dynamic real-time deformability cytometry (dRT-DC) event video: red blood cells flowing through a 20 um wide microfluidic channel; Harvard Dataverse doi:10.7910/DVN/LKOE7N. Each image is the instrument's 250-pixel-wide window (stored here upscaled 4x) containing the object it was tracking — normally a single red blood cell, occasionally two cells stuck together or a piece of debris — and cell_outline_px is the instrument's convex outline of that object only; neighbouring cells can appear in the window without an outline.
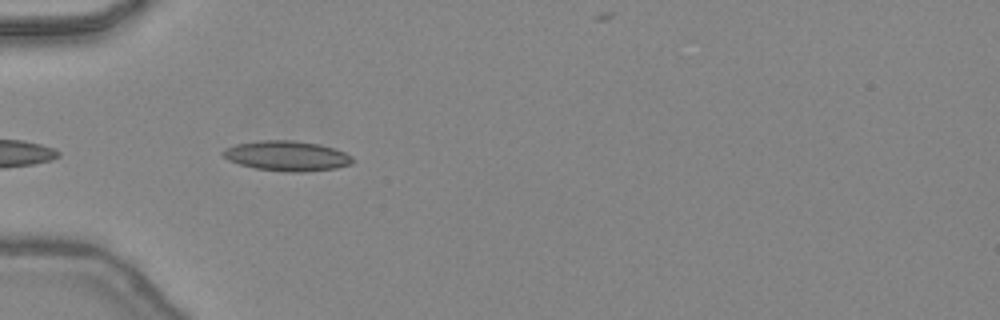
{"species": "common noctule bat (a hibernating species)", "species_latin": "Nyctalus noctula", "temperature_condition": "warm", "stored_images_in_passage": 16, "camera_frame_rate_fps": 3000, "um_per_image_px": 0.085, "animal": {"sex": "female", "body_mass_g": 24.6, "forearm_length_mm": 56.2}, "frame": {"image": 1, "passage_image": 1, "time_ms": 0.0, "image_size_px": [1000, 320], "cell_outline_px": [[356, 160], [352, 164], [336, 168], [304, 172], [288, 172], [256, 168], [240, 164], [228, 160], [220, 152], [224, 148], [236, 144], [260, 140], [292, 140], [320, 144], [344, 152], [352, 156]], "centroid_in_image_um": [24.4, 13.25], "position_along_channel_um": 60.6, "area_um2": 22.77}}